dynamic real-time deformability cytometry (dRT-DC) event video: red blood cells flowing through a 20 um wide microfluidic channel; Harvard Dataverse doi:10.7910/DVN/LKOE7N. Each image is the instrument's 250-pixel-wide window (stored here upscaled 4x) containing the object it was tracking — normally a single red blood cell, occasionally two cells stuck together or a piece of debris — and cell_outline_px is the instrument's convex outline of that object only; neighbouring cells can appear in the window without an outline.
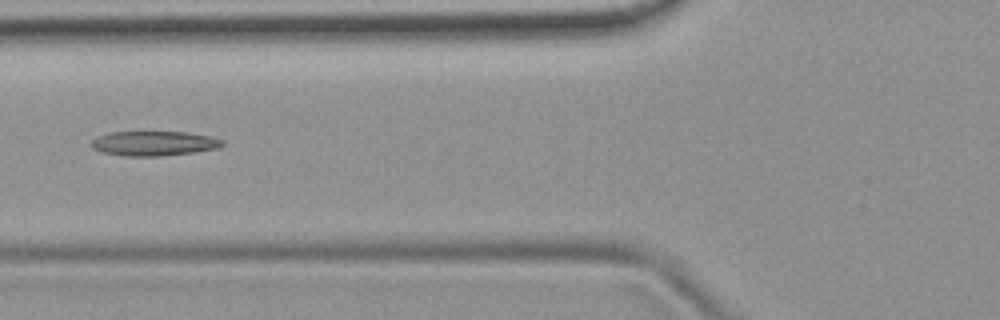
{"species": "common noctule bat (a hibernating species)", "species_latin": "Nyctalus noctula", "temperature_condition": "room temperature", "stored_images_in_passage": 5, "camera_frame_rate_fps": 3000, "um_per_image_px": 0.085, "animal": {"sex": "female", "body_mass_g": 19.9}, "frame": {"image": 1, "passage_image": 4, "time_ms": 6.333, "image_size_px": [1000, 320], "cell_outline_px": [[224, 144], [220, 148], [196, 152], [160, 156], [124, 156], [104, 152], [92, 148], [92, 140], [96, 136], [112, 132], [188, 132], [212, 136], [224, 140]], "centroid_in_image_um": [13.15, 12.19], "position_along_channel_um": 112.7, "area_um2": 18.96}}
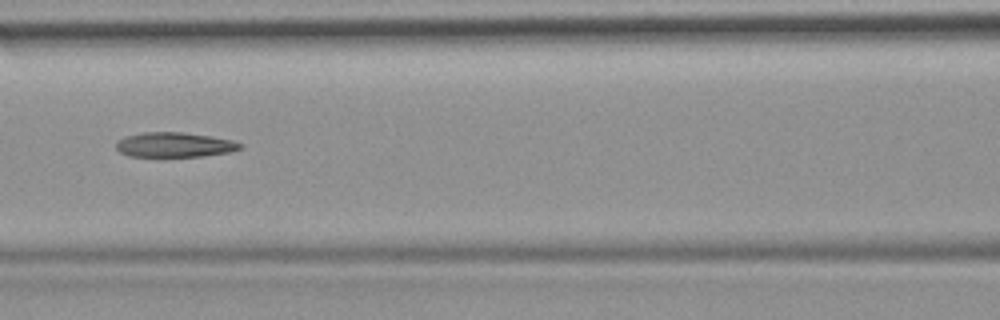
{"frame": {"image": 2, "passage_image": 5, "time_ms": 7.333, "image_size_px": [1000, 320], "cell_outline_px": [[244, 148], [232, 152], [204, 156], [128, 156], [120, 152], [116, 148], [116, 144], [124, 136], [144, 132], [184, 132], [232, 140], [244, 144]], "centroid_in_image_um": [14.88, 12.31], "position_along_channel_um": 151.7, "area_um2": 17.98}}